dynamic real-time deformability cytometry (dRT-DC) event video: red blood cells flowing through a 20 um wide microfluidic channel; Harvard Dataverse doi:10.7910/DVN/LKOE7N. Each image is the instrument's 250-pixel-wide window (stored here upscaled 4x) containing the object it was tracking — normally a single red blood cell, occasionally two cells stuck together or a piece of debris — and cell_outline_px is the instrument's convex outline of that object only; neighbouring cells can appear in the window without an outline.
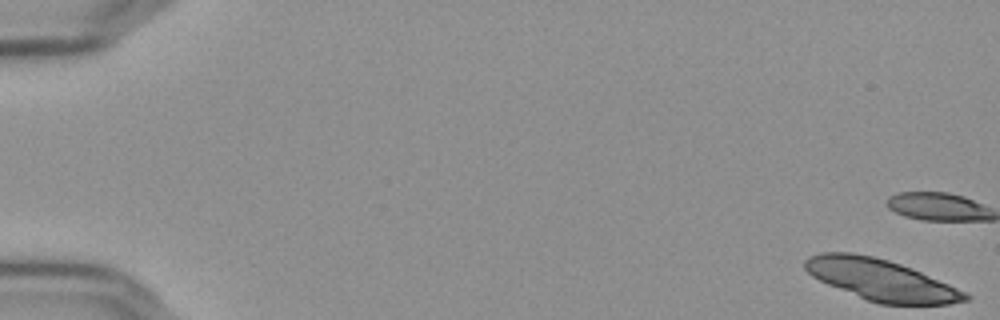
{"species": "Egyptian fruit bat (a non-hibernating species)", "species_latin": "Rousettus aegyptiacus", "temperature_condition": "cold", "stored_images_in_passage": 56, "camera_frame_rate_fps": 3000, "um_per_image_px": 0.085, "frame": {"image": 1, "passage_image": 1, "time_ms": 0.0, "image_size_px": [1000, 320], "cell_outline_px": [[972, 296], [968, 300], [948, 304], [880, 304], [868, 300], [828, 284], [812, 276], [804, 268], [804, 260], [808, 256], [820, 252], [852, 252], [872, 256], [888, 260], [912, 268], [948, 284]], "centroid_in_image_um": [74.85, 23.77], "position_along_channel_um": 10.1, "area_um2": 38.15}, "authors_computed_cell_mechanics": {"area_um2": 26.2701, "velocity_mm_per_s": 3.6222, "shape_relaxation_time_tau1_ms": 8.2887, "shape_relaxation_time_tau2_ms": 4.4334, "deformation_change_tau1": 0.177, "deformation_change_tau2": 0.1004}}